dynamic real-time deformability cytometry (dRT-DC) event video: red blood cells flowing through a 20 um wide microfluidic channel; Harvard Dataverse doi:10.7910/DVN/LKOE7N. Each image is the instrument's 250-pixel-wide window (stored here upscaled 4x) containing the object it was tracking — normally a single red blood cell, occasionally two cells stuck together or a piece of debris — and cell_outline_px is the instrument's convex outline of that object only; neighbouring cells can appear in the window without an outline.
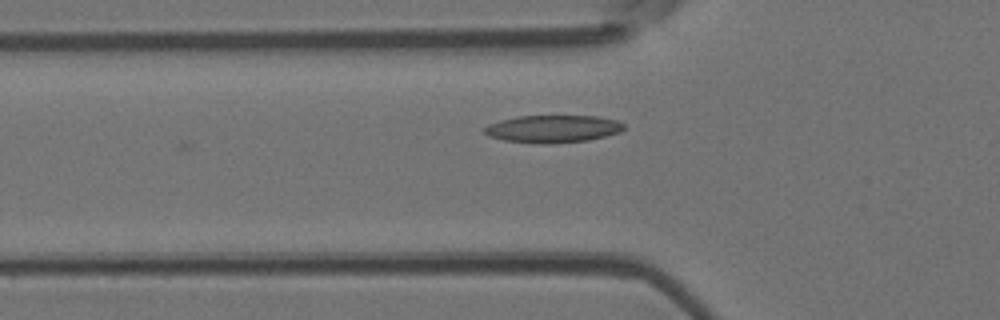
{"species": "Egyptian fruit bat (a non-hibernating species)", "species_latin": "Rousettus aegyptiacus", "temperature_condition": "room temperature", "stored_images_in_passage": 12, "camera_frame_rate_fps": 3000, "um_per_image_px": 0.085, "animal": {"sex": "female"}, "frame": {"image": 1, "passage_image": 12, "time_ms": 3.667, "image_size_px": [1000, 320], "cell_outline_px": [[624, 128], [620, 132], [588, 140], [548, 144], [544, 144], [504, 140], [488, 136], [480, 132], [488, 124], [500, 120], [516, 116], [596, 116], [616, 120], [624, 124]], "centroid_in_image_um": [46.94, 10.95], "position_along_channel_um": 78.9, "area_um2": 22.37}}